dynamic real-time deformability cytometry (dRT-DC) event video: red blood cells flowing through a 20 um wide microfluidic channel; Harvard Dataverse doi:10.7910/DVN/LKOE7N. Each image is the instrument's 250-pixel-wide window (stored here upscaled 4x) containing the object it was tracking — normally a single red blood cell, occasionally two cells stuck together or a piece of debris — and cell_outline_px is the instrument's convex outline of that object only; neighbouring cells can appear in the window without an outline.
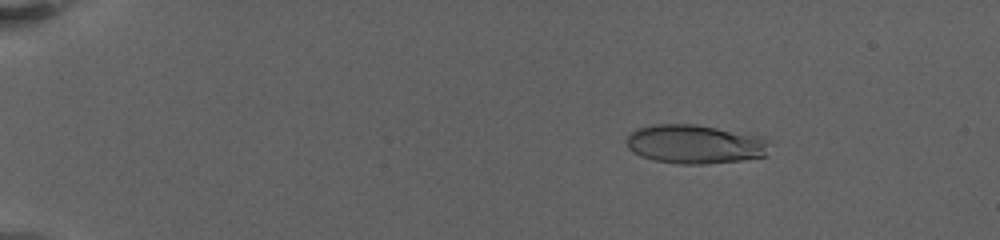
{"species": "human", "species_latin": "Homo sapiens", "temperature_condition": "warm", "stored_images_in_passage": 35, "camera_frame_rate_fps": 3000, "um_per_image_px": 0.085, "donor": {"sex": "female"}, "frame": {"image": 1, "passage_image": 14, "time_ms": 3.667, "image_size_px": [1000, 240], "cell_outline_px": [[772, 140], [764, 156], [740, 160], [708, 164], [680, 164], [656, 160], [640, 156], [632, 152], [628, 148], [628, 136], [636, 128], [652, 124], [696, 124], [760, 136]], "centroid_in_image_um": [59.08, 12.25], "position_along_channel_um": 25.9, "area_um2": 32.48}}
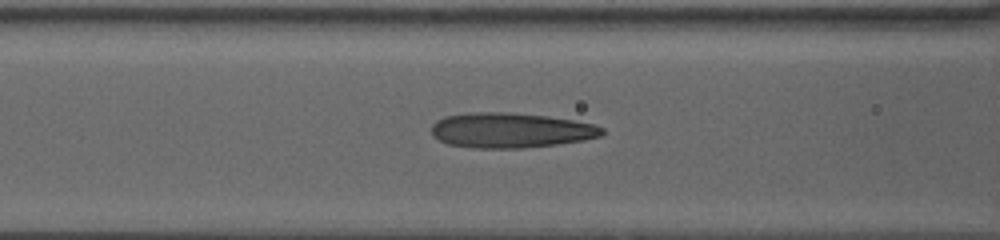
{"frame": {"image": 2, "passage_image": 29, "time_ms": 10.0, "image_size_px": [1000, 240], "cell_outline_px": [[604, 132], [600, 136], [584, 140], [556, 144], [524, 148], [476, 148], [448, 144], [432, 136], [432, 124], [436, 120], [444, 116], [468, 112], [508, 112], [548, 116], [572, 120], [592, 124], [604, 128]], "centroid_in_image_um": [43.37, 11.07], "position_along_channel_um": 123.2, "area_um2": 34.91}}
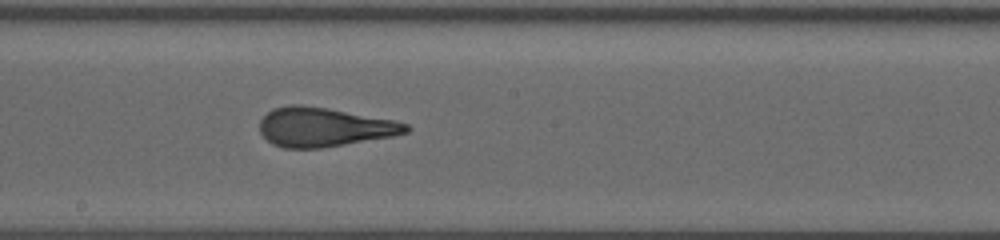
{"frame": {"image": 3, "passage_image": 35, "time_ms": 13.0, "image_size_px": [1000, 240], "cell_outline_px": [[412, 128], [408, 132], [392, 136], [320, 148], [284, 148], [272, 144], [260, 132], [260, 120], [272, 108], [292, 104], [300, 104], [328, 108], [392, 120], [408, 124]], "centroid_in_image_um": [27.52, 10.8], "position_along_channel_um": 220.7, "area_um2": 33.12}}